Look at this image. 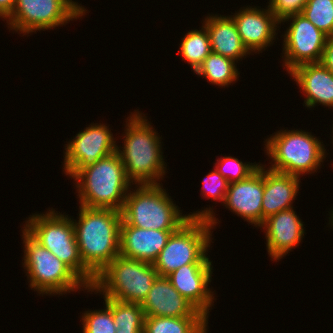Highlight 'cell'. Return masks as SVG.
Returning a JSON list of instances; mask_svg holds the SVG:
<instances>
[{
  "label": "cell",
  "mask_w": 333,
  "mask_h": 333,
  "mask_svg": "<svg viewBox=\"0 0 333 333\" xmlns=\"http://www.w3.org/2000/svg\"><path fill=\"white\" fill-rule=\"evenodd\" d=\"M144 115L137 109L127 117L124 134L121 136L123 147H116L126 177L133 185L160 184L167 172L162 137Z\"/></svg>",
  "instance_id": "1"
},
{
  "label": "cell",
  "mask_w": 333,
  "mask_h": 333,
  "mask_svg": "<svg viewBox=\"0 0 333 333\" xmlns=\"http://www.w3.org/2000/svg\"><path fill=\"white\" fill-rule=\"evenodd\" d=\"M134 186L128 191L121 210L122 220L128 225L141 229L177 230L188 219H207L213 229L220 223L213 206L184 215L162 183Z\"/></svg>",
  "instance_id": "2"
},
{
  "label": "cell",
  "mask_w": 333,
  "mask_h": 333,
  "mask_svg": "<svg viewBox=\"0 0 333 333\" xmlns=\"http://www.w3.org/2000/svg\"><path fill=\"white\" fill-rule=\"evenodd\" d=\"M79 220L72 218L76 242L85 267L96 277L120 255L121 211L79 206Z\"/></svg>",
  "instance_id": "3"
},
{
  "label": "cell",
  "mask_w": 333,
  "mask_h": 333,
  "mask_svg": "<svg viewBox=\"0 0 333 333\" xmlns=\"http://www.w3.org/2000/svg\"><path fill=\"white\" fill-rule=\"evenodd\" d=\"M79 205L121 211L133 185L117 152L82 169L74 178Z\"/></svg>",
  "instance_id": "4"
},
{
  "label": "cell",
  "mask_w": 333,
  "mask_h": 333,
  "mask_svg": "<svg viewBox=\"0 0 333 333\" xmlns=\"http://www.w3.org/2000/svg\"><path fill=\"white\" fill-rule=\"evenodd\" d=\"M311 133L280 129L267 138L264 151L271 159L268 169L299 177L317 173L328 154L323 142Z\"/></svg>",
  "instance_id": "5"
},
{
  "label": "cell",
  "mask_w": 333,
  "mask_h": 333,
  "mask_svg": "<svg viewBox=\"0 0 333 333\" xmlns=\"http://www.w3.org/2000/svg\"><path fill=\"white\" fill-rule=\"evenodd\" d=\"M55 211L51 208L45 214L33 213L25 221L23 228L91 288L96 277L81 260L72 217Z\"/></svg>",
  "instance_id": "6"
},
{
  "label": "cell",
  "mask_w": 333,
  "mask_h": 333,
  "mask_svg": "<svg viewBox=\"0 0 333 333\" xmlns=\"http://www.w3.org/2000/svg\"><path fill=\"white\" fill-rule=\"evenodd\" d=\"M21 229L24 246L22 265L31 290H36L42 296H61L71 291L89 289L65 263L37 242L24 228Z\"/></svg>",
  "instance_id": "7"
},
{
  "label": "cell",
  "mask_w": 333,
  "mask_h": 333,
  "mask_svg": "<svg viewBox=\"0 0 333 333\" xmlns=\"http://www.w3.org/2000/svg\"><path fill=\"white\" fill-rule=\"evenodd\" d=\"M158 273L153 263L116 256L97 276L87 292L117 301L142 303Z\"/></svg>",
  "instance_id": "8"
},
{
  "label": "cell",
  "mask_w": 333,
  "mask_h": 333,
  "mask_svg": "<svg viewBox=\"0 0 333 333\" xmlns=\"http://www.w3.org/2000/svg\"><path fill=\"white\" fill-rule=\"evenodd\" d=\"M213 227L207 219H188L168 238L153 266L159 276H168L186 264H212L208 258ZM212 232V233H211Z\"/></svg>",
  "instance_id": "9"
},
{
  "label": "cell",
  "mask_w": 333,
  "mask_h": 333,
  "mask_svg": "<svg viewBox=\"0 0 333 333\" xmlns=\"http://www.w3.org/2000/svg\"><path fill=\"white\" fill-rule=\"evenodd\" d=\"M78 4L73 0H16L6 23L9 31L19 32L22 36L41 30H54L85 16L88 10Z\"/></svg>",
  "instance_id": "10"
},
{
  "label": "cell",
  "mask_w": 333,
  "mask_h": 333,
  "mask_svg": "<svg viewBox=\"0 0 333 333\" xmlns=\"http://www.w3.org/2000/svg\"><path fill=\"white\" fill-rule=\"evenodd\" d=\"M66 143L63 171L71 179L82 169L116 152L118 144L108 125L94 122Z\"/></svg>",
  "instance_id": "11"
},
{
  "label": "cell",
  "mask_w": 333,
  "mask_h": 333,
  "mask_svg": "<svg viewBox=\"0 0 333 333\" xmlns=\"http://www.w3.org/2000/svg\"><path fill=\"white\" fill-rule=\"evenodd\" d=\"M290 25L282 35L284 70L289 73L296 66L305 63H320L327 40V35L315 27L303 14L292 15L281 23Z\"/></svg>",
  "instance_id": "12"
},
{
  "label": "cell",
  "mask_w": 333,
  "mask_h": 333,
  "mask_svg": "<svg viewBox=\"0 0 333 333\" xmlns=\"http://www.w3.org/2000/svg\"><path fill=\"white\" fill-rule=\"evenodd\" d=\"M232 14L229 16L234 20L240 38L250 53L260 54L273 45L280 22L268 7L264 9L249 5Z\"/></svg>",
  "instance_id": "13"
},
{
  "label": "cell",
  "mask_w": 333,
  "mask_h": 333,
  "mask_svg": "<svg viewBox=\"0 0 333 333\" xmlns=\"http://www.w3.org/2000/svg\"><path fill=\"white\" fill-rule=\"evenodd\" d=\"M264 194V165L246 179L229 184L224 202L225 208L249 224L262 225V200Z\"/></svg>",
  "instance_id": "14"
},
{
  "label": "cell",
  "mask_w": 333,
  "mask_h": 333,
  "mask_svg": "<svg viewBox=\"0 0 333 333\" xmlns=\"http://www.w3.org/2000/svg\"><path fill=\"white\" fill-rule=\"evenodd\" d=\"M295 208L280 211L264 220L260 229L265 233L269 257L277 262L299 246L304 238V222Z\"/></svg>",
  "instance_id": "15"
},
{
  "label": "cell",
  "mask_w": 333,
  "mask_h": 333,
  "mask_svg": "<svg viewBox=\"0 0 333 333\" xmlns=\"http://www.w3.org/2000/svg\"><path fill=\"white\" fill-rule=\"evenodd\" d=\"M212 274V264H186L167 277L183 297L209 318V310L216 301L214 291L208 286L211 285Z\"/></svg>",
  "instance_id": "16"
},
{
  "label": "cell",
  "mask_w": 333,
  "mask_h": 333,
  "mask_svg": "<svg viewBox=\"0 0 333 333\" xmlns=\"http://www.w3.org/2000/svg\"><path fill=\"white\" fill-rule=\"evenodd\" d=\"M140 305L145 316L207 317L172 286L167 276H157Z\"/></svg>",
  "instance_id": "17"
},
{
  "label": "cell",
  "mask_w": 333,
  "mask_h": 333,
  "mask_svg": "<svg viewBox=\"0 0 333 333\" xmlns=\"http://www.w3.org/2000/svg\"><path fill=\"white\" fill-rule=\"evenodd\" d=\"M176 230L141 229L126 224L120 226V255L149 263H154L168 238Z\"/></svg>",
  "instance_id": "18"
},
{
  "label": "cell",
  "mask_w": 333,
  "mask_h": 333,
  "mask_svg": "<svg viewBox=\"0 0 333 333\" xmlns=\"http://www.w3.org/2000/svg\"><path fill=\"white\" fill-rule=\"evenodd\" d=\"M288 74L304 93L307 109L318 104L333 109V73L321 62L301 64Z\"/></svg>",
  "instance_id": "19"
},
{
  "label": "cell",
  "mask_w": 333,
  "mask_h": 333,
  "mask_svg": "<svg viewBox=\"0 0 333 333\" xmlns=\"http://www.w3.org/2000/svg\"><path fill=\"white\" fill-rule=\"evenodd\" d=\"M265 166L262 223L280 211L294 208L292 204L299 193L301 182L299 176L275 172Z\"/></svg>",
  "instance_id": "20"
},
{
  "label": "cell",
  "mask_w": 333,
  "mask_h": 333,
  "mask_svg": "<svg viewBox=\"0 0 333 333\" xmlns=\"http://www.w3.org/2000/svg\"><path fill=\"white\" fill-rule=\"evenodd\" d=\"M203 20L212 52L230 58L238 63L243 57L250 56L237 31L234 20L228 15L208 14Z\"/></svg>",
  "instance_id": "21"
},
{
  "label": "cell",
  "mask_w": 333,
  "mask_h": 333,
  "mask_svg": "<svg viewBox=\"0 0 333 333\" xmlns=\"http://www.w3.org/2000/svg\"><path fill=\"white\" fill-rule=\"evenodd\" d=\"M208 317L145 316L143 333H207Z\"/></svg>",
  "instance_id": "22"
},
{
  "label": "cell",
  "mask_w": 333,
  "mask_h": 333,
  "mask_svg": "<svg viewBox=\"0 0 333 333\" xmlns=\"http://www.w3.org/2000/svg\"><path fill=\"white\" fill-rule=\"evenodd\" d=\"M236 63L230 58L211 52L195 73L207 79L210 84L225 88L239 79L240 72Z\"/></svg>",
  "instance_id": "23"
},
{
  "label": "cell",
  "mask_w": 333,
  "mask_h": 333,
  "mask_svg": "<svg viewBox=\"0 0 333 333\" xmlns=\"http://www.w3.org/2000/svg\"><path fill=\"white\" fill-rule=\"evenodd\" d=\"M103 299L112 311L115 333H143L145 314L140 303Z\"/></svg>",
  "instance_id": "24"
},
{
  "label": "cell",
  "mask_w": 333,
  "mask_h": 333,
  "mask_svg": "<svg viewBox=\"0 0 333 333\" xmlns=\"http://www.w3.org/2000/svg\"><path fill=\"white\" fill-rule=\"evenodd\" d=\"M200 28L188 31L179 44L178 55H181L182 60L188 62V65L190 64L194 74L212 52L207 29L203 24Z\"/></svg>",
  "instance_id": "25"
},
{
  "label": "cell",
  "mask_w": 333,
  "mask_h": 333,
  "mask_svg": "<svg viewBox=\"0 0 333 333\" xmlns=\"http://www.w3.org/2000/svg\"><path fill=\"white\" fill-rule=\"evenodd\" d=\"M301 14L327 36H333V0H308Z\"/></svg>",
  "instance_id": "26"
},
{
  "label": "cell",
  "mask_w": 333,
  "mask_h": 333,
  "mask_svg": "<svg viewBox=\"0 0 333 333\" xmlns=\"http://www.w3.org/2000/svg\"><path fill=\"white\" fill-rule=\"evenodd\" d=\"M215 168L228 181L229 184L242 181L251 175L261 164L243 163L236 157L223 156L216 159Z\"/></svg>",
  "instance_id": "27"
},
{
  "label": "cell",
  "mask_w": 333,
  "mask_h": 333,
  "mask_svg": "<svg viewBox=\"0 0 333 333\" xmlns=\"http://www.w3.org/2000/svg\"><path fill=\"white\" fill-rule=\"evenodd\" d=\"M83 333H115L116 325L111 309L105 304L104 309L87 310L82 313Z\"/></svg>",
  "instance_id": "28"
},
{
  "label": "cell",
  "mask_w": 333,
  "mask_h": 333,
  "mask_svg": "<svg viewBox=\"0 0 333 333\" xmlns=\"http://www.w3.org/2000/svg\"><path fill=\"white\" fill-rule=\"evenodd\" d=\"M201 182V195L203 198L208 200L211 198V200L224 204L229 183L216 168L209 172Z\"/></svg>",
  "instance_id": "29"
},
{
  "label": "cell",
  "mask_w": 333,
  "mask_h": 333,
  "mask_svg": "<svg viewBox=\"0 0 333 333\" xmlns=\"http://www.w3.org/2000/svg\"><path fill=\"white\" fill-rule=\"evenodd\" d=\"M307 2L308 0H269L268 8L281 22L292 15L301 14Z\"/></svg>",
  "instance_id": "30"
},
{
  "label": "cell",
  "mask_w": 333,
  "mask_h": 333,
  "mask_svg": "<svg viewBox=\"0 0 333 333\" xmlns=\"http://www.w3.org/2000/svg\"><path fill=\"white\" fill-rule=\"evenodd\" d=\"M321 63L333 73V36H328Z\"/></svg>",
  "instance_id": "31"
},
{
  "label": "cell",
  "mask_w": 333,
  "mask_h": 333,
  "mask_svg": "<svg viewBox=\"0 0 333 333\" xmlns=\"http://www.w3.org/2000/svg\"><path fill=\"white\" fill-rule=\"evenodd\" d=\"M16 0H0V18L7 19L13 12Z\"/></svg>",
  "instance_id": "32"
},
{
  "label": "cell",
  "mask_w": 333,
  "mask_h": 333,
  "mask_svg": "<svg viewBox=\"0 0 333 333\" xmlns=\"http://www.w3.org/2000/svg\"><path fill=\"white\" fill-rule=\"evenodd\" d=\"M332 210H333V208H332ZM332 210L328 214L330 216L328 225H331V227L333 228V211Z\"/></svg>",
  "instance_id": "33"
},
{
  "label": "cell",
  "mask_w": 333,
  "mask_h": 333,
  "mask_svg": "<svg viewBox=\"0 0 333 333\" xmlns=\"http://www.w3.org/2000/svg\"><path fill=\"white\" fill-rule=\"evenodd\" d=\"M332 126H333V124H332ZM332 134H333V128H332ZM331 139H332V143H333V136H332V138H331Z\"/></svg>",
  "instance_id": "34"
}]
</instances>
